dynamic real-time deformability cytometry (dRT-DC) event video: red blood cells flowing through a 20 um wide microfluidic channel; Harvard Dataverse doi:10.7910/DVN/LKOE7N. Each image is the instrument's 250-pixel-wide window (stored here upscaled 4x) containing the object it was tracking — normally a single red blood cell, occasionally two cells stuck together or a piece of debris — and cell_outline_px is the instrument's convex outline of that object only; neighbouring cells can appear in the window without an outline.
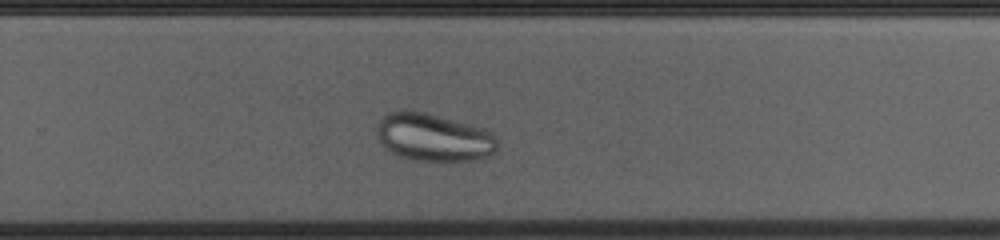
{"species": "common noctule bat (a hibernating species)", "species_latin": "Nyctalus noctula", "temperature_condition": "cold", "stored_images_in_passage": 37, "camera_frame_rate_fps": 3000, "um_per_image_px": 0.085, "animal": {"sex": "female", "body_mass_g": 23.0, "forearm_length_mm": 53.4}, "frame": {"image": 1, "passage_image": 27, "time_ms": 8.667, "image_size_px": [1000, 240], "cell_outline_px": [[496, 148], [488, 156], [472, 160], [416, 160], [392, 152], [380, 140], [376, 132], [376, 128], [380, 116], [388, 112], [424, 112], [484, 128], [496, 140]], "centroid_in_image_um": [36.83, 11.66], "position_along_channel_um": 293.0, "area_um2": 32.54}}